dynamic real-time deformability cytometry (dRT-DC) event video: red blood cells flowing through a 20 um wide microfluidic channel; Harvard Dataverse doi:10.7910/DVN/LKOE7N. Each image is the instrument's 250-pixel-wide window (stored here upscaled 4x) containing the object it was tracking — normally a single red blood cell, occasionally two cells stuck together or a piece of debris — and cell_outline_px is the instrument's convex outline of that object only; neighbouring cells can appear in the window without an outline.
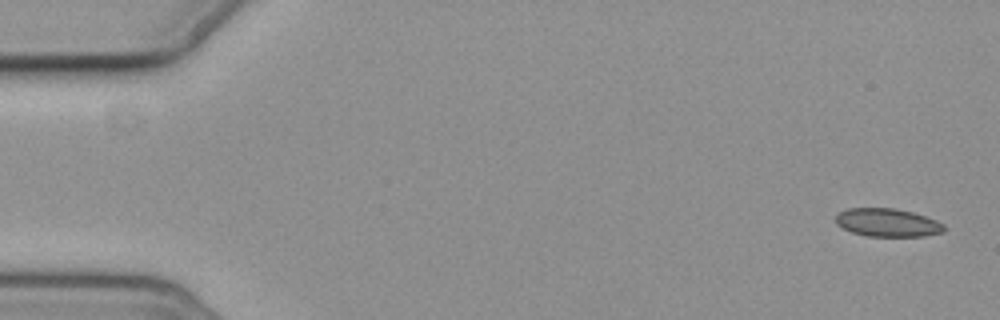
{"species": "common noctule bat (a hibernating species)", "species_latin": "Nyctalus noctula", "temperature_condition": "cold", "stored_images_in_passage": 6, "camera_frame_rate_fps": 3000, "um_per_image_px": 0.085, "animal": {"sex": "female", "body_mass_g": 19.3, "forearm_length_mm": 54.1}, "frame": {"image": 1, "passage_image": 1, "time_ms": 0.0, "image_size_px": [1000, 320], "cell_outline_px": [[944, 232], [924, 236], [868, 236], [852, 232], [836, 224], [836, 216], [840, 212], [848, 208], [896, 208], [912, 212], [936, 220], [944, 224]], "centroid_in_image_um": [75.45, 18.92], "position_along_channel_um": 9.6, "area_um2": 17.69}}